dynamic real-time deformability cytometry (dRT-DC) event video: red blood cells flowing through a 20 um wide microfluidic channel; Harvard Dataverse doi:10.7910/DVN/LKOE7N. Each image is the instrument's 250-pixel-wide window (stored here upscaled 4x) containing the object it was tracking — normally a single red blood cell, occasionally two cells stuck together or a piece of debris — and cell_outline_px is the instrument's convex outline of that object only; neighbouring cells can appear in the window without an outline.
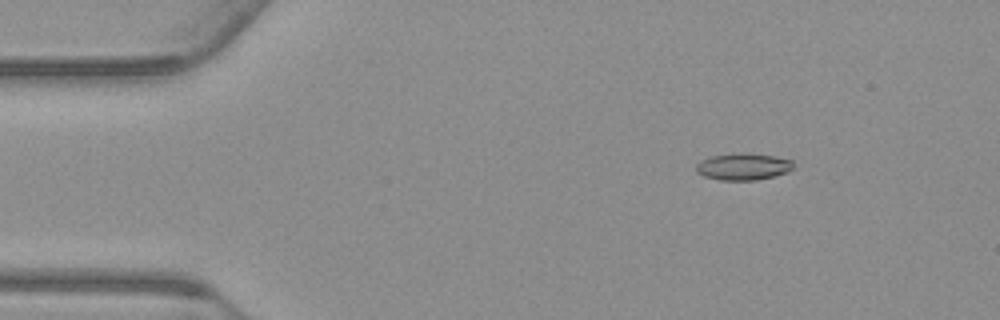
{"species": "common noctule bat (a hibernating species)", "species_latin": "Nyctalus noctula", "temperature_condition": "warm", "stored_images_in_passage": 55, "camera_frame_rate_fps": 3000, "um_per_image_px": 0.085, "animal": {"sex": "male", "body_mass_g": 23.1, "forearm_length_mm": 52.7}, "frame": {"image": 1, "passage_image": 8, "time_ms": 2.333, "image_size_px": [1000, 320], "cell_outline_px": [[792, 168], [788, 172], [776, 176], [756, 180], [720, 180], [704, 176], [696, 172], [696, 164], [700, 160], [712, 156], [744, 152], [748, 152], [776, 156], [792, 160]], "centroid_in_image_um": [63.18, 14.16], "position_along_channel_um": 21.8, "area_um2": 15.37}}
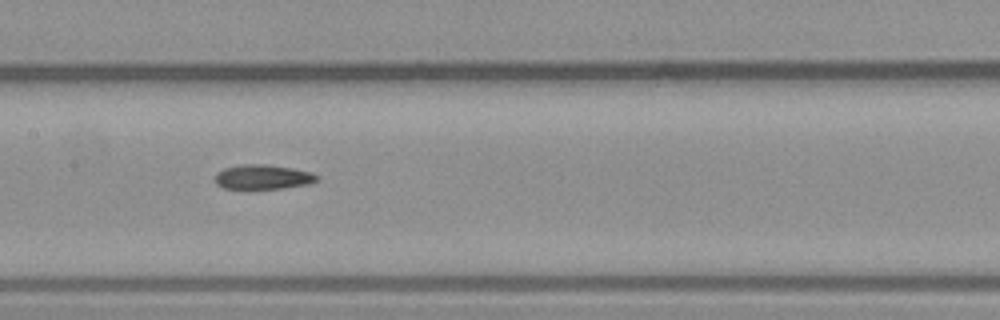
{"frame": {"image": 2, "passage_image": 27, "time_ms": 8.667, "image_size_px": [1000, 320], "cell_outline_px": [[320, 176], [316, 180], [308, 184], [280, 188], [224, 188], [216, 184], [216, 172], [224, 168], [240, 164], [264, 164], [292, 168], [312, 172]], "centroid_in_image_um": [22.34, 15.02], "position_along_channel_um": 185.1, "area_um2": 14.45}}
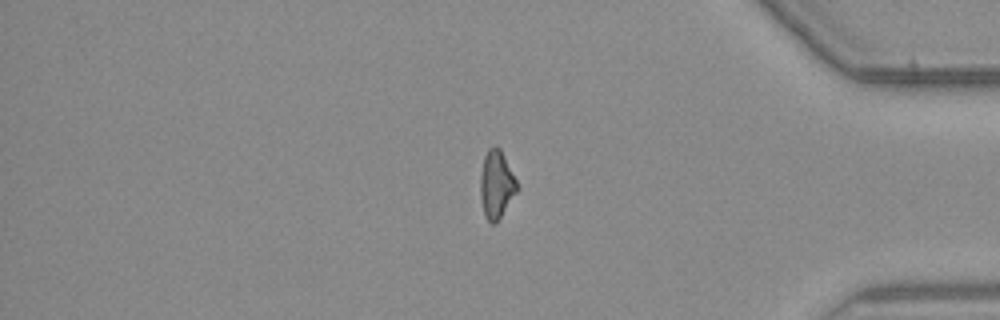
{"frame": {"image": 3, "passage_image": 46, "time_ms": 15.0, "image_size_px": [1000, 320], "cell_outline_px": [[520, 188], [496, 224], [492, 224], [488, 220], [484, 212], [480, 196], [480, 176], [484, 156], [488, 148], [492, 144], [496, 144], [500, 148]], "centroid_in_image_um": [42.2, 15.66], "position_along_channel_um": 393.0, "area_um2": 14.68}, "authors_computed_cell_mechanics": {"area_um2": 14.9124, "velocity_mm_per_s": 3.7664, "shape_relaxation_time_tau1_ms": null, "shape_relaxation_time_tau2_ms": 9.9132, "deformation_change_tau1": null, "deformation_change_tau2": 0.1996}}